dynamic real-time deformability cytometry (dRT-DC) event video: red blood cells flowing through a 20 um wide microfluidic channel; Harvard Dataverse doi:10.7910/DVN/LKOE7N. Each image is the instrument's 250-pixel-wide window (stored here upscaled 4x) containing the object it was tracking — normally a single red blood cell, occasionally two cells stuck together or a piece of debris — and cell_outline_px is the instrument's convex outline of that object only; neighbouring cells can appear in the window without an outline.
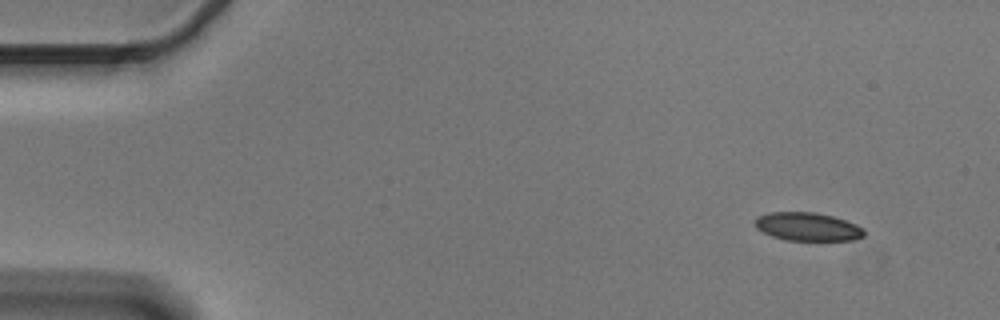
{"species": "Egyptian fruit bat (a non-hibernating species)", "species_latin": "Rousettus aegyptiacus", "temperature_condition": "cold", "stored_images_in_passage": 2, "segment_of_instrument_passage": [2, 2], "camera_frame_rate_fps": 3000, "um_per_image_px": 0.085, "animal": {"sex": "male"}, "frame": {"image": 1, "passage_image": 2, "time_ms": 0.333, "image_size_px": [1000, 320], "cell_outline_px": [[864, 236], [852, 240], [788, 240], [772, 236], [756, 228], [756, 216], [768, 212], [816, 212], [832, 216], [856, 224], [864, 228]], "centroid_in_image_um": [68.65, 19.26], "position_along_channel_um": 16.4, "area_um2": 17.92}}